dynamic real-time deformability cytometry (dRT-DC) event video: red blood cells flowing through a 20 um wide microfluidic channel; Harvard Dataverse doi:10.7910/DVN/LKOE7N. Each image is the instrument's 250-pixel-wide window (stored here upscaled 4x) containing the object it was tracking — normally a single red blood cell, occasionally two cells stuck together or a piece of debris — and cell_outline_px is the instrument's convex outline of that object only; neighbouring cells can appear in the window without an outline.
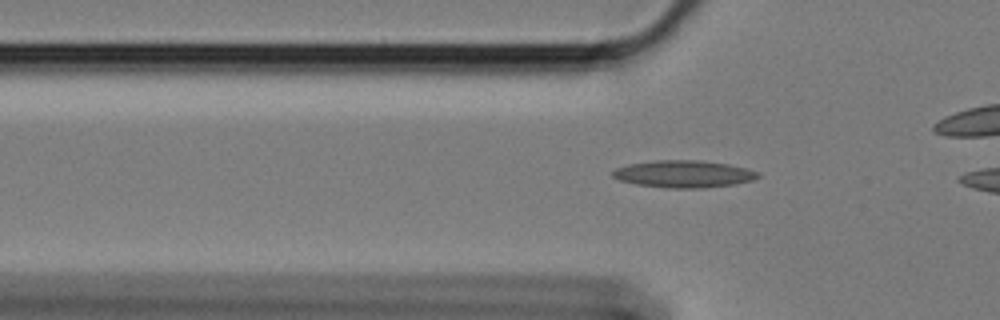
{"species": "Egyptian fruit bat (a non-hibernating species)", "species_latin": "Rousettus aegyptiacus", "temperature_condition": "cold", "stored_images_in_passage": 47, "camera_frame_rate_fps": 3000, "um_per_image_px": 0.085, "animal": {"sex": "female"}, "frame": {"image": 1, "passage_image": 10, "time_ms": 3.0, "image_size_px": [1000, 320], "cell_outline_px": [[760, 176], [752, 180], [736, 184], [700, 188], [672, 188], [636, 184], [620, 180], [612, 176], [612, 172], [616, 168], [628, 164], [656, 160], [700, 160], [728, 164], [760, 172]], "centroid_in_image_um": [58.12, 14.78], "position_along_channel_um": 67.7, "area_um2": 22.89}}
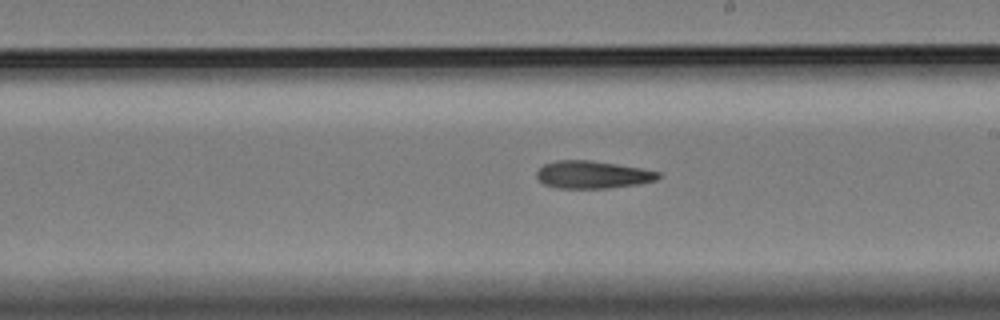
{"frame": {"image": 2, "passage_image": 25, "time_ms": 8.0, "image_size_px": [1000, 320], "cell_outline_px": [[664, 176], [656, 180], [640, 184], [608, 188], [556, 188], [544, 184], [536, 176], [536, 172], [544, 164], [556, 160], [588, 160], [616, 164], [640, 168], [660, 172]], "centroid_in_image_um": [50.39, 14.85], "position_along_channel_um": 238.6, "area_um2": 19.59}}
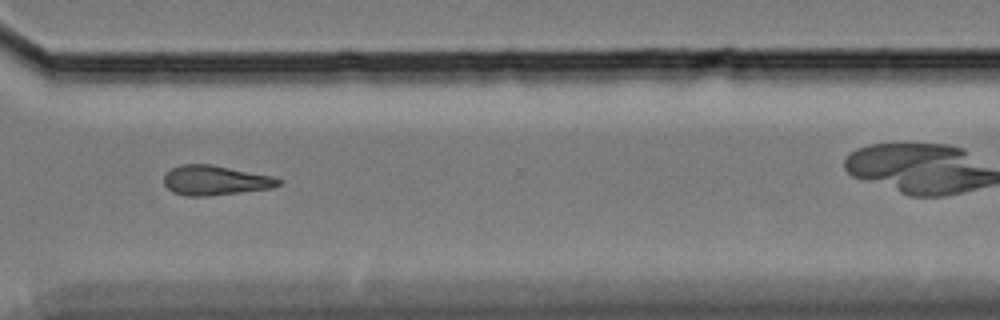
{"frame": {"image": 3, "passage_image": 35, "time_ms": 11.333, "image_size_px": [1000, 320], "cell_outline_px": [[284, 184], [272, 188], [208, 196], [184, 196], [172, 192], [164, 184], [164, 176], [172, 168], [180, 164], [212, 164], [272, 176], [284, 180]], "centroid_in_image_um": [18.32, 15.33], "position_along_channel_um": 352.3, "area_um2": 20.0}, "authors_computed_cell_mechanics": {"area_um2": 19.5942, "velocity_mm_per_s": 3.408, "shape_relaxation_time_tau1_ms": null, "shape_relaxation_time_tau2_ms": 7.218, "deformation_change_tau1": null, "deformation_change_tau2": 0.1834}}